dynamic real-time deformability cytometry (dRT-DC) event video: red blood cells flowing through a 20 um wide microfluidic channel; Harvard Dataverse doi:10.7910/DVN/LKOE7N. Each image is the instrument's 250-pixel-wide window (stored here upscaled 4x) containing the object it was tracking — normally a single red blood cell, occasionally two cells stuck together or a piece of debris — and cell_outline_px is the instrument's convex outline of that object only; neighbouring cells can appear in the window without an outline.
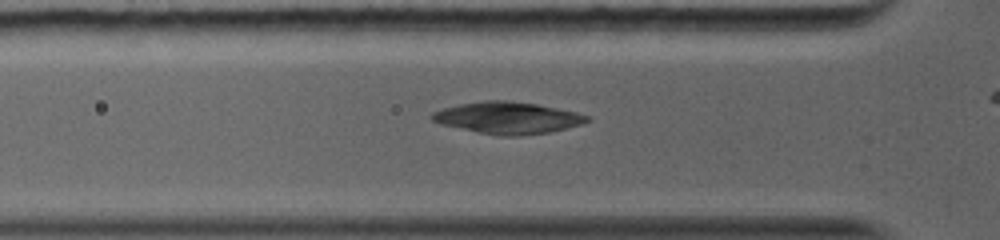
{"species": "common noctule bat (a hibernating species)", "species_latin": "Nyctalus noctula", "temperature_condition": "warm", "stored_images_in_passage": 25, "camera_frame_rate_fps": 5000, "um_per_image_px": 0.085, "animal": {"sex": "female", "body_mass_g": 19.0, "forearm_length_mm": 56.7}, "frame": {"image": 1, "passage_image": 7, "time_ms": 2.2, "image_size_px": [1000, 240], "cell_outline_px": [[592, 120], [580, 124], [548, 132], [516, 136], [500, 136], [440, 124], [432, 120], [428, 116], [432, 112], [444, 108], [460, 104], [484, 100], [508, 100], [536, 104], [576, 112], [588, 116]], "centroid_in_image_um": [43.12, 10.01], "position_along_channel_um": 82.7, "area_um2": 28.44}}
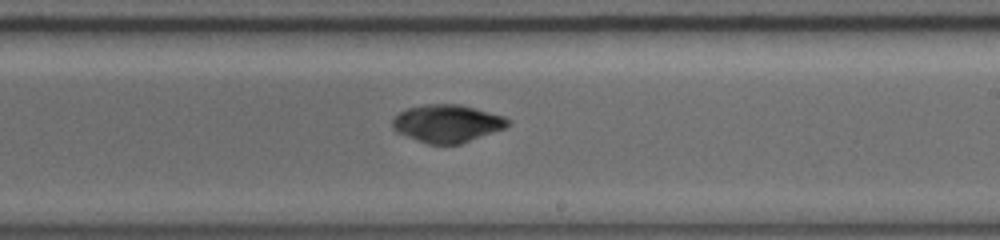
{"frame": {"image": 2, "passage_image": 17, "time_ms": 6.2, "image_size_px": [1000, 240], "cell_outline_px": [[512, 124], [504, 128], [460, 144], [428, 144], [416, 140], [396, 132], [392, 128], [392, 120], [400, 112], [408, 108], [424, 104], [460, 104], [504, 116], [512, 120]], "centroid_in_image_um": [38.01, 10.49], "position_along_channel_um": 251.0, "area_um2": 25.37}}
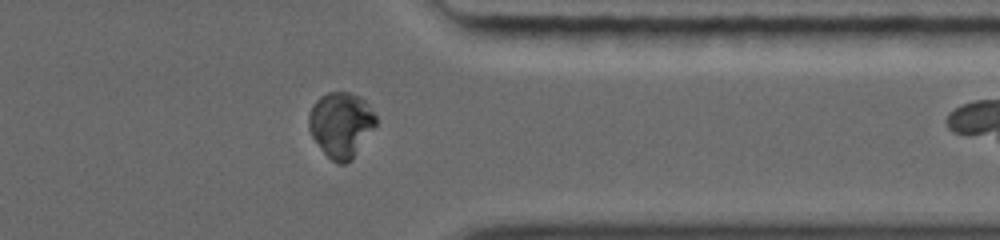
{"frame": {"image": 3, "passage_image": 24, "time_ms": 9.4, "image_size_px": [1000, 240], "cell_outline_px": [[376, 124], [352, 160], [344, 164], [336, 164], [320, 148], [312, 136], [308, 128], [308, 116], [312, 104], [320, 96], [328, 92], [348, 92], [360, 96], [368, 104], [376, 116]], "centroid_in_image_um": [28.96, 10.59], "position_along_channel_um": 382.4, "area_um2": 25.55}, "authors_computed_cell_mechanics": {"area_um2": 26.588, "velocity_mm_per_s": 4.2134, "shape_relaxation_time_tau1_ms": null, "shape_relaxation_time_tau2_ms": 0.5711, "deformation_change_tau1": null, "deformation_change_tau2": 0.0277}}